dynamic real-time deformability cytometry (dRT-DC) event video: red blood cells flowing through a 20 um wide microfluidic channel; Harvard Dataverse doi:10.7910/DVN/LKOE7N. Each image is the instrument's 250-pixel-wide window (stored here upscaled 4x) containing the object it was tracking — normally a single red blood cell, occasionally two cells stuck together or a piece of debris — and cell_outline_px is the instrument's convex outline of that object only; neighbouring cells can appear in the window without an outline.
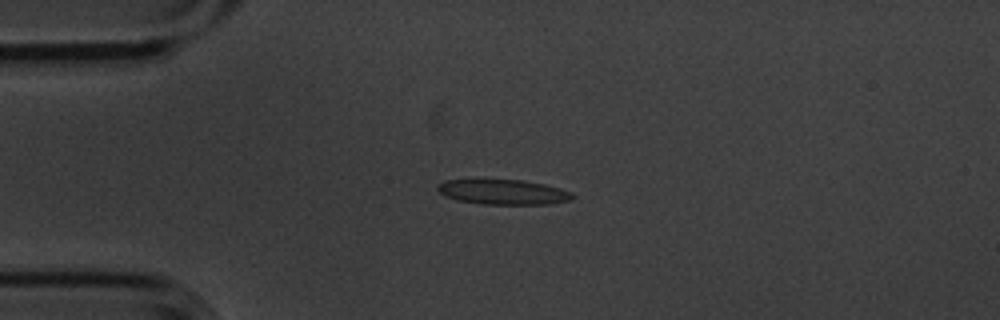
{"species": "common noctule bat (a hibernating species)", "species_latin": "Nyctalus noctula", "temperature_condition": "cold", "stored_images_in_passage": 3, "camera_frame_rate_fps": 3000, "um_per_image_px": 0.085, "animal": {"sex": "male", "body_mass_g": 20.1, "forearm_length_mm": 53.5}, "frame": {"image": 1, "passage_image": 2, "time_ms": 0.333, "image_size_px": [1000, 320], "cell_outline_px": [[576, 196], [572, 200], [548, 204], [484, 204], [456, 200], [444, 196], [436, 188], [444, 180], [520, 180], [544, 184], [560, 188], [572, 192]], "centroid_in_image_um": [42.81, 16.33], "position_along_channel_um": 42.2, "area_um2": 19.59}}